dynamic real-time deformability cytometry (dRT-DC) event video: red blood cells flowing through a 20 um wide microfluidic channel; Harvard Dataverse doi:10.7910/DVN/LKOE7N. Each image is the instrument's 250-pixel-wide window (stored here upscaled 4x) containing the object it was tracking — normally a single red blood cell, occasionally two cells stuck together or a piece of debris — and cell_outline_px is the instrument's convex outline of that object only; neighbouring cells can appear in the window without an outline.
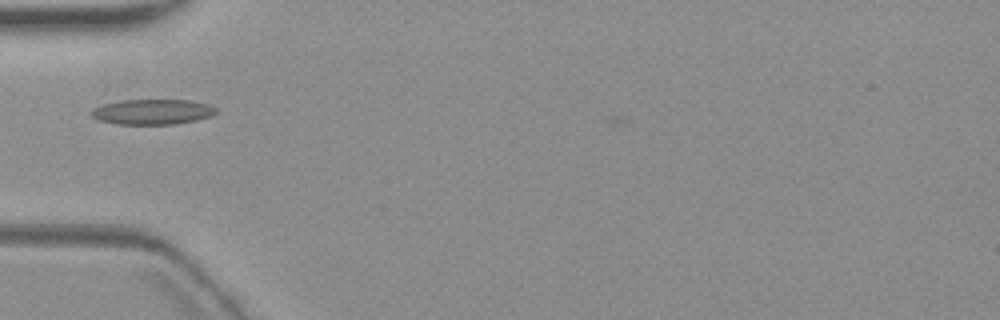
{"species": "common noctule bat (a hibernating species)", "species_latin": "Nyctalus noctula", "temperature_condition": "warm", "stored_images_in_passage": 5, "camera_frame_rate_fps": 3000, "um_per_image_px": 0.085, "animal": {"sex": "female", "body_mass_g": 19.3, "forearm_length_mm": 54.1}, "frame": {"image": 1, "passage_image": 1, "time_ms": 0.0, "image_size_px": [1000, 320], "cell_outline_px": [[216, 112], [212, 116], [196, 120], [172, 124], [116, 124], [100, 120], [92, 116], [88, 112], [92, 108], [104, 104], [120, 100], [188, 100], [208, 104], [216, 108]], "centroid_in_image_um": [12.93, 9.5], "position_along_channel_um": 72.1, "area_um2": 18.32}}
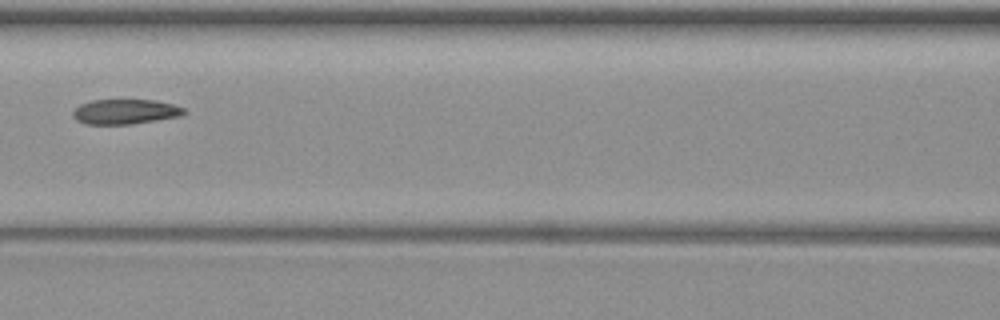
{"frame": {"image": 2, "passage_image": 3, "time_ms": 2.333, "image_size_px": [1000, 320], "cell_outline_px": [[188, 112], [180, 116], [132, 124], [84, 124], [76, 120], [72, 116], [72, 112], [80, 104], [92, 100], [156, 100], [172, 104], [184, 108]], "centroid_in_image_um": [10.63, 9.49], "position_along_channel_um": 156.0, "area_um2": 16.18}}
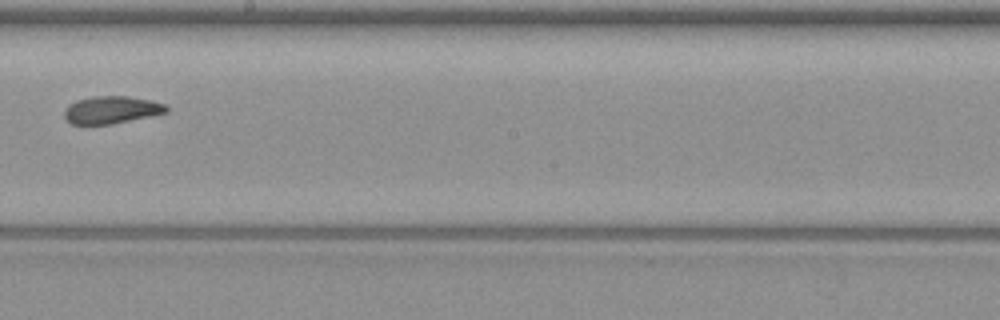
{"frame": {"image": 3, "passage_image": 5, "time_ms": 4.667, "image_size_px": [1000, 320], "cell_outline_px": [[168, 112], [112, 124], [72, 124], [64, 116], [64, 112], [68, 104], [76, 100], [92, 96], [128, 96], [148, 100], [164, 104], [168, 108]], "centroid_in_image_um": [9.45, 9.33], "position_along_channel_um": 238.8, "area_um2": 16.18}}